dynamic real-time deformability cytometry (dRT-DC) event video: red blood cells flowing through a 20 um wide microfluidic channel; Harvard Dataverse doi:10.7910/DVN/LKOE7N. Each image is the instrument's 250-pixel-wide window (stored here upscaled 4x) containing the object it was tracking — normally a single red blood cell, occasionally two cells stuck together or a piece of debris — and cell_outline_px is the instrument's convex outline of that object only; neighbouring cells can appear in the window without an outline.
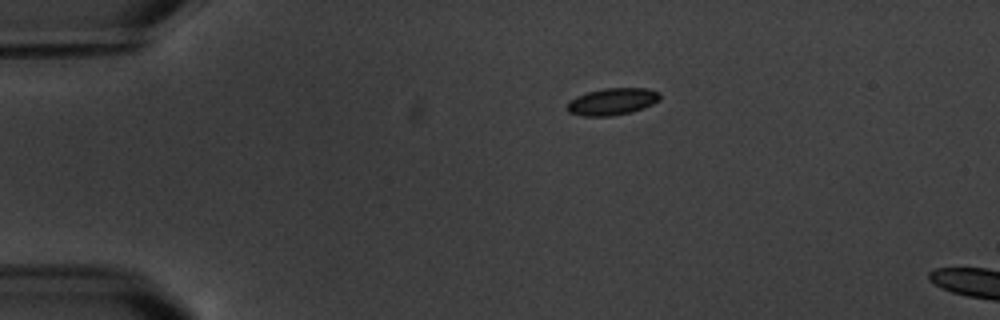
{"species": "common noctule bat (a hibernating species)", "species_latin": "Nyctalus noctula", "temperature_condition": "warm", "stored_images_in_passage": 3, "camera_frame_rate_fps": 3000, "um_per_image_px": 0.085, "animal": {"sex": "male", "body_mass_g": 20.1, "forearm_length_mm": 53.5}, "frame": {"image": 1, "passage_image": 1, "time_ms": 0.0, "image_size_px": [1000, 320], "cell_outline_px": [[660, 100], [644, 108], [632, 112], [608, 116], [584, 116], [568, 112], [564, 108], [576, 96], [588, 92], [604, 88], [648, 88], [660, 92]], "centroid_in_image_um": [52.06, 8.63], "position_along_channel_um": 32.9, "area_um2": 14.62}}